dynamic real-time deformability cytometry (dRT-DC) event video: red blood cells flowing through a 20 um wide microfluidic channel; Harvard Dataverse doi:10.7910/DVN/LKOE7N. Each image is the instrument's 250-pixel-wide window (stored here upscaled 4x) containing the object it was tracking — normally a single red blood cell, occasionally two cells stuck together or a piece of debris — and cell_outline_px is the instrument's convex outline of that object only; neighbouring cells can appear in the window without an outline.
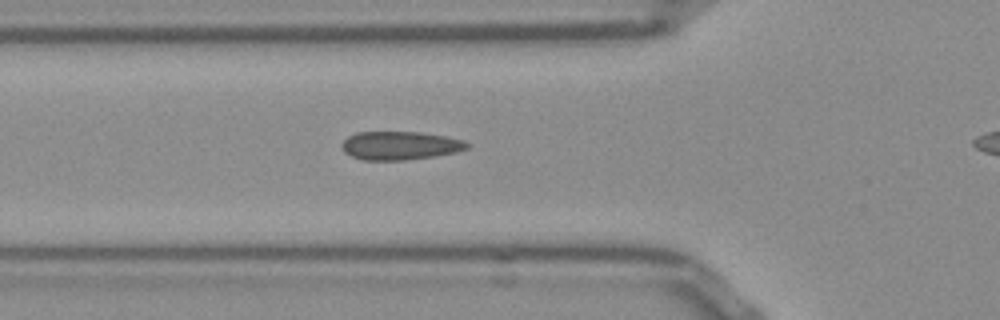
{"species": "Egyptian fruit bat (a non-hibernating species)", "species_latin": "Rousettus aegyptiacus", "temperature_condition": "room temperature", "stored_images_in_passage": 38, "camera_frame_rate_fps": 3000, "um_per_image_px": 0.085, "frame": {"image": 1, "passage_image": 10, "time_ms": 3.0, "image_size_px": [1000, 320], "cell_outline_px": [[472, 144], [468, 148], [456, 152], [432, 156], [404, 160], [364, 160], [352, 156], [344, 152], [340, 144], [348, 136], [356, 132], [420, 132], [448, 136], [464, 140]], "centroid_in_image_um": [34.02, 12.36], "position_along_channel_um": 91.8, "area_um2": 20.87}}
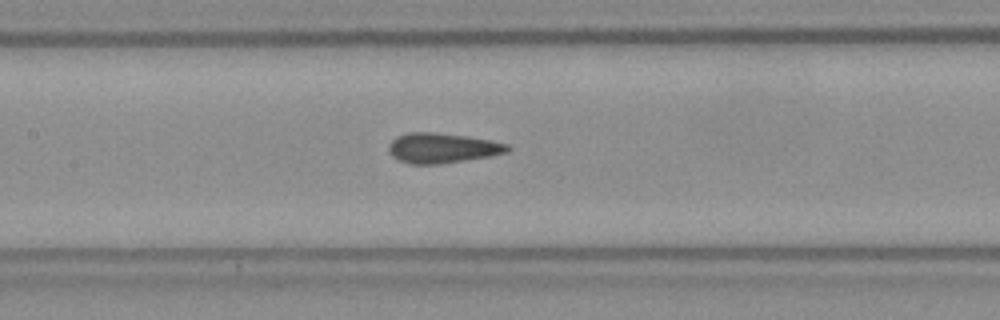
{"frame": {"image": 2, "passage_image": 16, "time_ms": 5.0, "image_size_px": [1000, 320], "cell_outline_px": [[512, 148], [508, 152], [488, 156], [440, 164], [412, 164], [400, 160], [392, 156], [388, 148], [388, 144], [396, 136], [408, 132], [436, 132], [468, 136], [492, 140], [508, 144]], "centroid_in_image_um": [37.6, 12.56], "position_along_channel_um": 169.8, "area_um2": 20.87}}
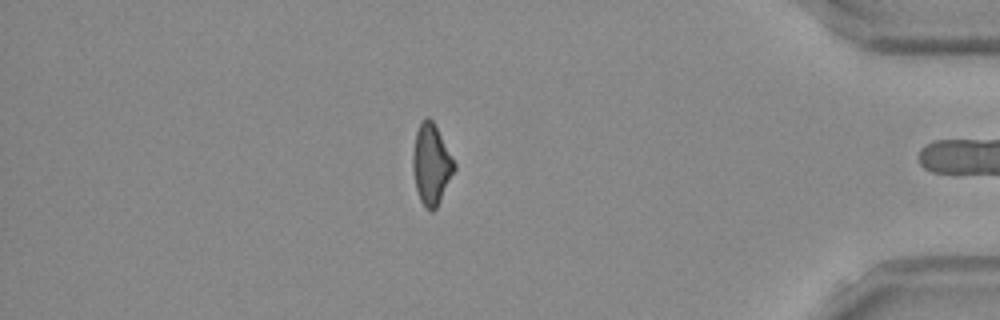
{"frame": {"image": 3, "passage_image": 37, "time_ms": 12.0, "image_size_px": [1000, 320], "cell_outline_px": [[456, 168], [436, 208], [432, 212], [420, 200], [416, 188], [412, 168], [412, 156], [416, 132], [424, 116], [428, 116], [432, 120], [456, 164]], "centroid_in_image_um": [36.65, 13.95], "position_along_channel_um": 398.6, "area_um2": 19.13}, "authors_computed_cell_mechanics": {"area_um2": 20.3456, "velocity_mm_per_s": 3.8433, "shape_relaxation_time_tau1_ms": 11.054, "shape_relaxation_time_tau2_ms": 1.5409, "deformation_change_tau1": 0.1814, "deformation_change_tau2": 0.0563}}